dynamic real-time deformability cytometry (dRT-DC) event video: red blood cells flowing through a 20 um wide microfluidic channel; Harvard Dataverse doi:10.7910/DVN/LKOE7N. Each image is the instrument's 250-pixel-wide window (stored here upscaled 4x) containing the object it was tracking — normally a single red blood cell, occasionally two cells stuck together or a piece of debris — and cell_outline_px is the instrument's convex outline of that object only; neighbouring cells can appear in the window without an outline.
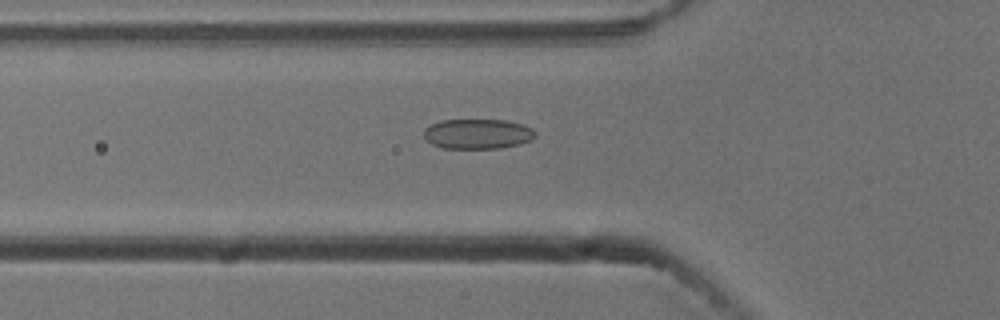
{"species": "common noctule bat (a hibernating species)", "species_latin": "Nyctalus noctula", "temperature_condition": "cold", "stored_images_in_passage": 54, "camera_frame_rate_fps": 3000, "um_per_image_px": 0.085, "animal": {"sex": "male", "body_mass_g": 13.3}, "frame": {"image": 1, "passage_image": 19, "time_ms": 6.0, "image_size_px": [1000, 320], "cell_outline_px": [[536, 136], [532, 140], [520, 144], [500, 148], [444, 148], [432, 144], [424, 136], [424, 128], [440, 120], [508, 120], [524, 124], [532, 128], [536, 132]], "centroid_in_image_um": [40.65, 11.37], "position_along_channel_um": 85.2, "area_um2": 19.59}}
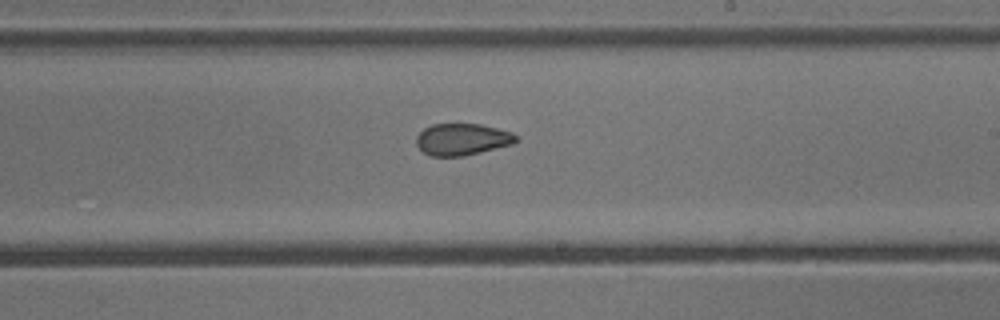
{"frame": {"image": 2, "passage_image": 32, "time_ms": 10.333, "image_size_px": [1000, 320], "cell_outline_px": [[516, 140], [512, 144], [464, 156], [432, 156], [424, 152], [416, 144], [416, 136], [424, 128], [432, 124], [480, 124], [512, 132], [516, 136]], "centroid_in_image_um": [39.26, 11.84], "position_along_channel_um": 249.7, "area_um2": 18.26}}
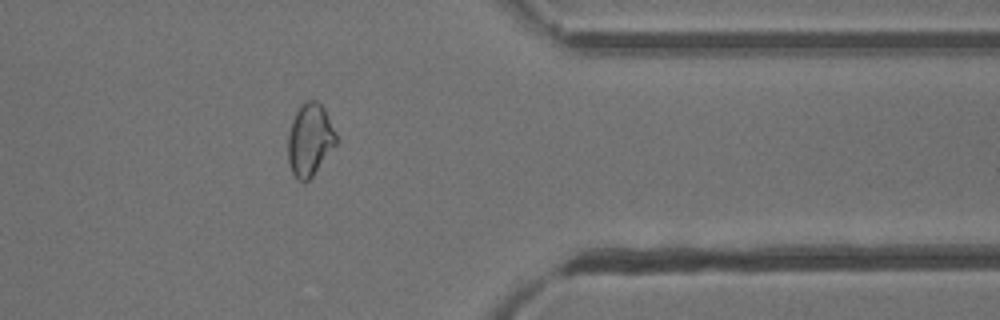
{"frame": {"image": 3, "passage_image": 44, "time_ms": 14.333, "image_size_px": [1000, 320], "cell_outline_px": [[336, 144], [312, 176], [304, 184], [296, 180], [292, 172], [288, 160], [288, 132], [292, 120], [300, 104], [304, 100], [316, 100], [324, 108], [336, 132]], "centroid_in_image_um": [26.31, 11.88], "position_along_channel_um": 385.1, "area_um2": 20.4}, "authors_computed_cell_mechanics": {"area_um2": 20.6924, "velocity_mm_per_s": 3.7725, "shape_relaxation_time_tau1_ms": null, "shape_relaxation_time_tau2_ms": 2.0723, "deformation_change_tau1": null, "deformation_change_tau2": 0.0766}}